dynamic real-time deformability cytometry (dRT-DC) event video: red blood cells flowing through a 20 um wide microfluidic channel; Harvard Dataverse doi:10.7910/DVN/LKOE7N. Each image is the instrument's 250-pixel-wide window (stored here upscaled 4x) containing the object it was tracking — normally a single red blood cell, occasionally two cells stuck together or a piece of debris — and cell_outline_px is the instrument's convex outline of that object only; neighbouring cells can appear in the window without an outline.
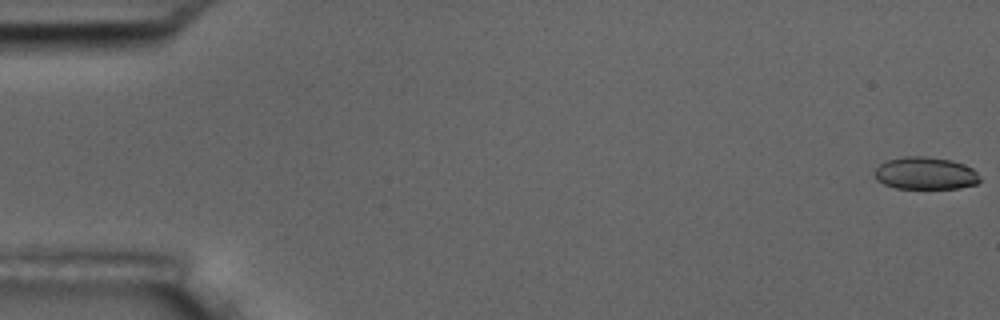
{"species": "common noctule bat (a hibernating species)", "species_latin": "Nyctalus noctula", "temperature_condition": "room temperature", "stored_images_in_passage": 6, "camera_frame_rate_fps": 3000, "um_per_image_px": 0.085, "animal": {"sex": "male", "body_mass_g": 17.5, "forearm_length_mm": 52.3}, "frame": {"image": 1, "passage_image": 1, "time_ms": 0.0, "image_size_px": [1000, 320], "cell_outline_px": [[980, 180], [976, 184], [960, 188], [896, 188], [884, 184], [876, 180], [876, 168], [880, 164], [888, 160], [904, 156], [924, 156], [952, 160], [964, 164], [972, 168], [976, 172]], "centroid_in_image_um": [78.67, 14.72], "position_along_channel_um": 6.3, "area_um2": 19.77}}
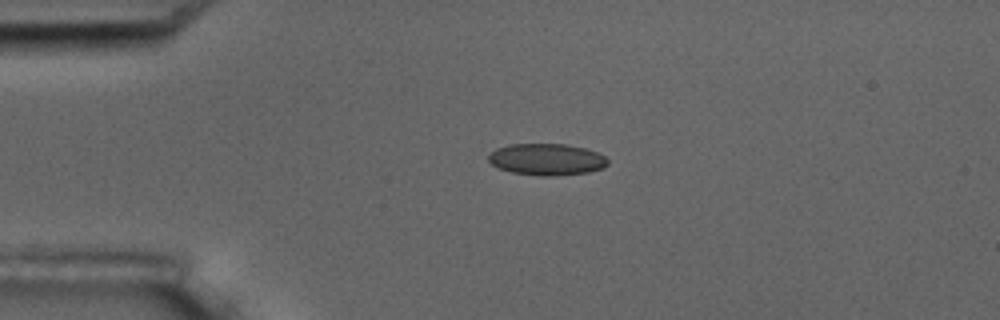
{"frame": {"image": 2, "passage_image": 5, "time_ms": 4.333, "image_size_px": [1000, 320], "cell_outline_px": [[608, 164], [604, 168], [588, 172], [556, 176], [540, 176], [512, 172], [500, 168], [492, 164], [488, 160], [488, 156], [496, 148], [512, 144], [564, 144], [584, 148], [596, 152], [604, 156], [608, 160]], "centroid_in_image_um": [46.48, 13.55], "position_along_channel_um": 38.5, "area_um2": 21.91}}